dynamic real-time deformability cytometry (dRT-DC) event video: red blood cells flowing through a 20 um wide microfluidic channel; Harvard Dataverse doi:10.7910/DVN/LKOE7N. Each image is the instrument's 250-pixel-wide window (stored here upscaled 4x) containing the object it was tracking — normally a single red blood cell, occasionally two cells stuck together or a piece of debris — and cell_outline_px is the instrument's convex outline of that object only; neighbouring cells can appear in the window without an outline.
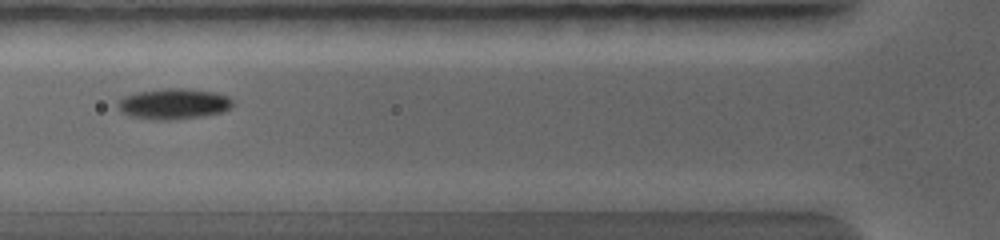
{"species": "common noctule bat (a hibernating species)", "species_latin": "Nyctalus noctula", "temperature_condition": "warm", "stored_images_in_passage": 22, "camera_frame_rate_fps": 5000, "um_per_image_px": 0.085, "animal": {"sex": "female", "body_mass_g": 19.0, "forearm_length_mm": 56.7}, "frame": {"image": 1, "passage_image": 4, "time_ms": 1.2, "image_size_px": [1000, 240], "cell_outline_px": [[236, 104], [232, 108], [220, 112], [196, 116], [136, 116], [124, 112], [116, 104], [116, 100], [124, 96], [136, 92], [164, 88], [184, 88], [216, 92], [228, 96], [236, 100]], "centroid_in_image_um": [14.86, 8.73], "position_along_channel_um": 110.9, "area_um2": 19.42}}
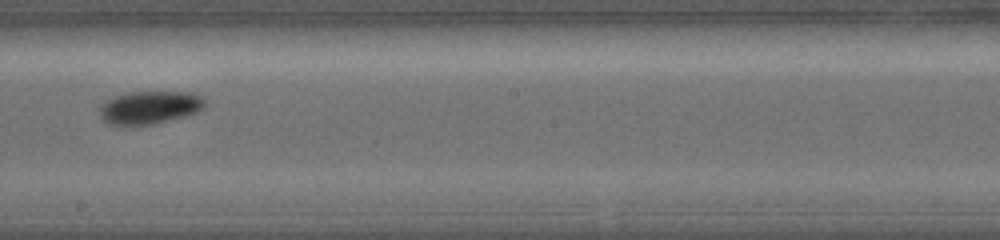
{"frame": {"image": 2, "passage_image": 10, "time_ms": 3.4, "image_size_px": [1000, 240], "cell_outline_px": [[208, 104], [204, 108], [196, 112], [164, 120], [144, 124], [116, 124], [104, 120], [100, 116], [100, 108], [112, 96], [124, 92], [192, 92], [204, 96], [208, 100]], "centroid_in_image_um": [12.79, 9.07], "position_along_channel_um": 235.4, "area_um2": 19.77}}
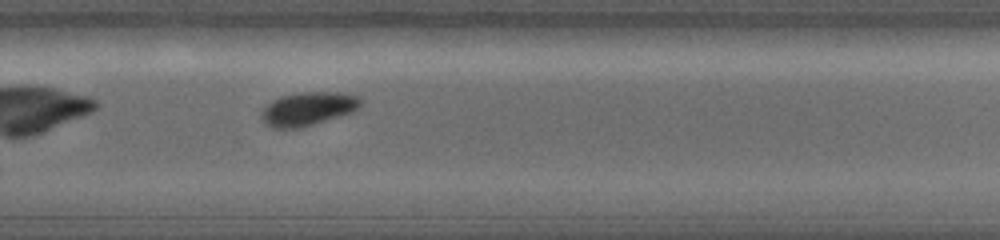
{"frame": {"image": 3, "passage_image": 13, "time_ms": 4.6, "image_size_px": [1000, 240], "cell_outline_px": [[364, 104], [352, 112], [304, 124], [272, 124], [264, 116], [264, 108], [272, 100], [280, 96], [296, 92], [344, 92], [360, 96], [364, 100]], "centroid_in_image_um": [26.39, 9.09], "position_along_channel_um": 303.4, "area_um2": 17.74}}